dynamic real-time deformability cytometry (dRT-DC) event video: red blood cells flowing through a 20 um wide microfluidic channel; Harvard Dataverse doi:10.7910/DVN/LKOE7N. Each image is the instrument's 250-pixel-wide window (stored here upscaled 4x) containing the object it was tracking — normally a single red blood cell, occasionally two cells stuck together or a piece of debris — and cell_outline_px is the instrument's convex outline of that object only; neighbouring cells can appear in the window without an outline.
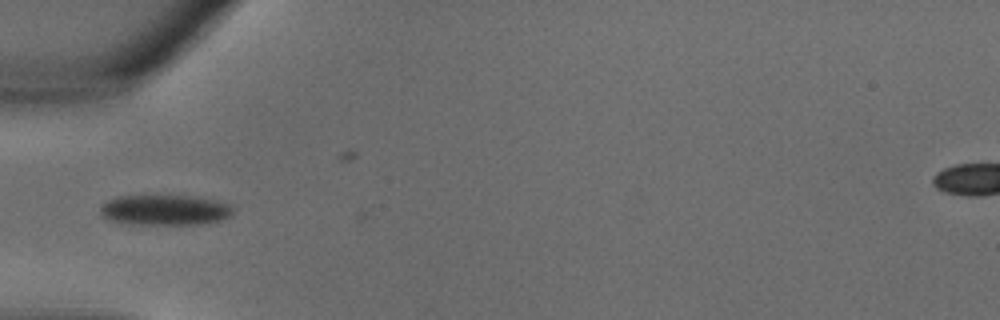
{"species": "common noctule bat (a hibernating species)", "species_latin": "Nyctalus noctula", "temperature_condition": "warm", "stored_images_in_passage": 2, "camera_frame_rate_fps": 3000, "um_per_image_px": 0.085, "animal": {"sex": "male", "body_mass_g": 18.8}, "frame": {"image": 1, "passage_image": 1, "time_ms": 0.0, "image_size_px": [1000, 320], "cell_outline_px": [[236, 208], [228, 216], [220, 220], [204, 224], [128, 224], [108, 220], [100, 212], [100, 204], [116, 196], [196, 196], [216, 200], [228, 204]], "centroid_in_image_um": [14.0, 17.85], "position_along_channel_um": 71.0, "area_um2": 23.64}}